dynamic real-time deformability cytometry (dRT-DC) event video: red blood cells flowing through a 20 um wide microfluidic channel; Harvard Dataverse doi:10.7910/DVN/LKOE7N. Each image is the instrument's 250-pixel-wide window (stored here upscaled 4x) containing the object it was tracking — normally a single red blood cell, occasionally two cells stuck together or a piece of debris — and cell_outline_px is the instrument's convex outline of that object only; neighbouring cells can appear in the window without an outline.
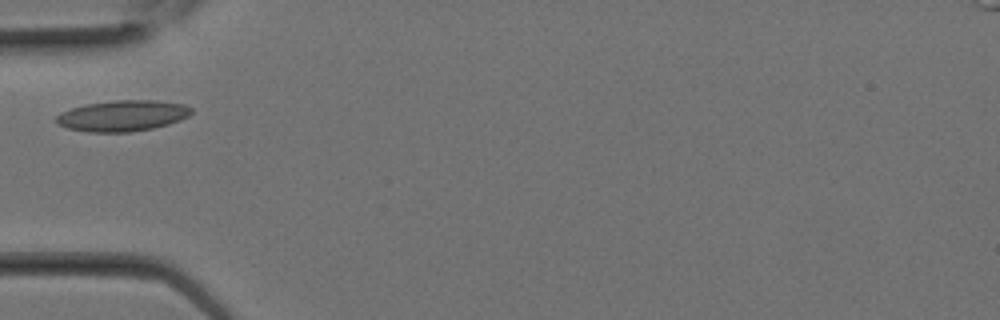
{"species": "Egyptian fruit bat (a non-hibernating species)", "species_latin": "Rousettus aegyptiacus", "temperature_condition": "room temperature", "stored_images_in_passage": 5, "camera_frame_rate_fps": 3000, "um_per_image_px": 0.085, "animal": {"sex": "female"}, "frame": {"image": 1, "passage_image": 4, "time_ms": 1.0, "image_size_px": [1000, 320], "cell_outline_px": [[192, 112], [188, 116], [180, 120], [168, 124], [152, 128], [128, 132], [88, 132], [68, 128], [56, 124], [56, 116], [60, 112], [84, 104], [112, 100], [156, 100], [184, 104], [192, 108]], "centroid_in_image_um": [10.4, 9.83], "position_along_channel_um": 74.6, "area_um2": 24.45}}